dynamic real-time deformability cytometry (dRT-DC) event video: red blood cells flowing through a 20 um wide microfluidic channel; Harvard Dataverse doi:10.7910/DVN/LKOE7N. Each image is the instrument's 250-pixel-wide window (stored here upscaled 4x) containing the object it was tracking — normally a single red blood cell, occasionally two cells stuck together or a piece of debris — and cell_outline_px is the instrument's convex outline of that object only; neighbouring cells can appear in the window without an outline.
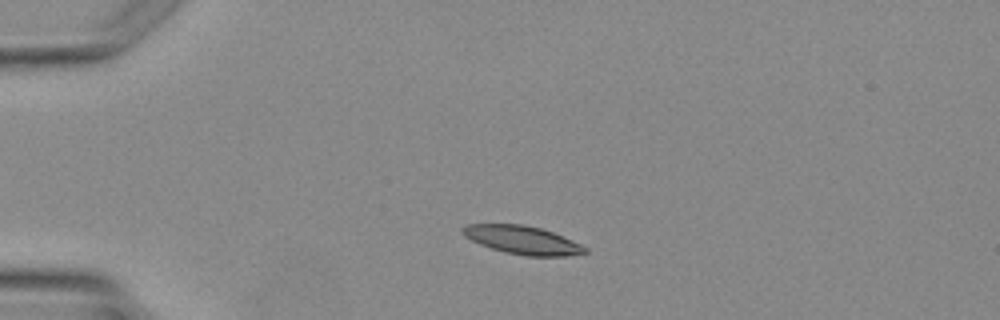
{"species": "Egyptian fruit bat (a non-hibernating species)", "species_latin": "Rousettus aegyptiacus", "temperature_condition": "warm", "stored_images_in_passage": 3, "camera_frame_rate_fps": 3000, "um_per_image_px": 0.085, "animal": {"sex": "female"}, "frame": {"image": 1, "passage_image": 2, "time_ms": 1.0, "image_size_px": [1000, 320], "cell_outline_px": [[588, 252], [564, 256], [524, 256], [504, 252], [480, 244], [464, 236], [460, 232], [460, 228], [468, 224], [520, 224], [540, 228], [552, 232], [572, 240], [588, 248]], "centroid_in_image_um": [44.38, 20.4], "position_along_channel_um": 40.6, "area_um2": 20.11}}